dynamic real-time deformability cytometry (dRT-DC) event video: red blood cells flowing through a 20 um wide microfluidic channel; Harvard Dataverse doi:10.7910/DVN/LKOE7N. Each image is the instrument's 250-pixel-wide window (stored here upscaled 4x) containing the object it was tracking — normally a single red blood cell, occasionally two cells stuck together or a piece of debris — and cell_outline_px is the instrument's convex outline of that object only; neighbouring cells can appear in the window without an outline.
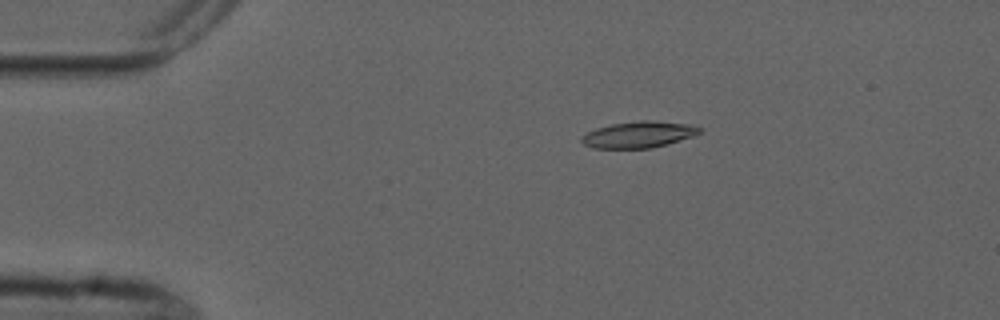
{"species": "common noctule bat (a hibernating species)", "species_latin": "Nyctalus noctula", "temperature_condition": "cold", "stored_images_in_passage": 9, "camera_frame_rate_fps": 3000, "um_per_image_px": 0.085, "animal": {"sex": "male", "forearm_length_mm": 52.5}, "frame": {"image": 1, "passage_image": 3, "time_ms": 3.333, "image_size_px": [1000, 320], "cell_outline_px": [[704, 132], [692, 136], [664, 144], [648, 148], [592, 148], [584, 144], [580, 140], [580, 136], [596, 128], [612, 124], [640, 120], [652, 120], [692, 124], [704, 128]], "centroid_in_image_um": [54.31, 11.42], "position_along_channel_um": 30.7, "area_um2": 18.15}}
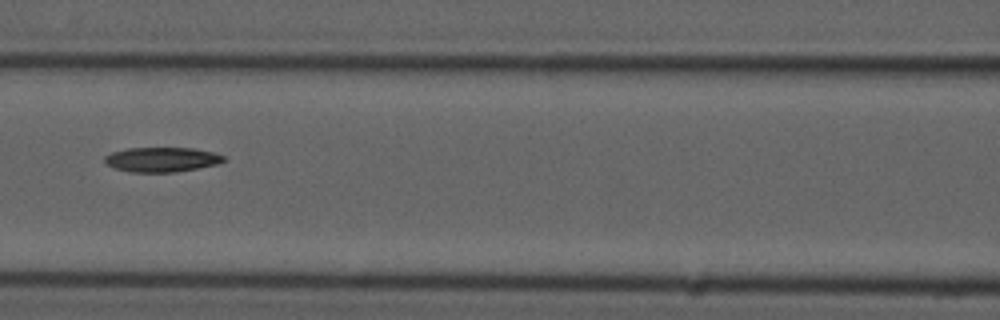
{"frame": {"image": 2, "passage_image": 7, "time_ms": 8.0, "image_size_px": [1000, 320], "cell_outline_px": [[228, 160], [216, 164], [196, 168], [172, 172], [132, 172], [112, 168], [104, 160], [104, 156], [112, 152], [128, 148], [192, 148], [212, 152], [224, 156]], "centroid_in_image_um": [13.73, 13.56], "position_along_channel_um": 152.9, "area_um2": 16.99}}
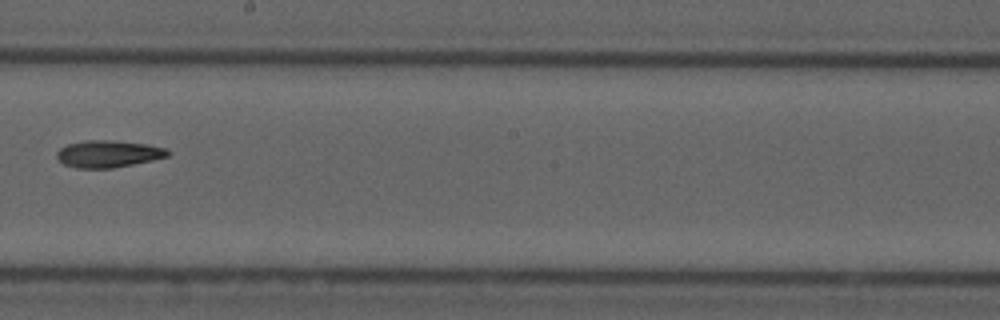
{"frame": {"image": 3, "passage_image": 9, "time_ms": 10.333, "image_size_px": [1000, 320], "cell_outline_px": [[172, 152], [168, 156], [152, 160], [112, 168], [76, 168], [64, 164], [56, 156], [56, 152], [60, 148], [68, 144], [88, 140], [112, 140], [144, 144], [164, 148]], "centroid_in_image_um": [9.19, 13.08], "position_along_channel_um": 239.0, "area_um2": 17.28}}